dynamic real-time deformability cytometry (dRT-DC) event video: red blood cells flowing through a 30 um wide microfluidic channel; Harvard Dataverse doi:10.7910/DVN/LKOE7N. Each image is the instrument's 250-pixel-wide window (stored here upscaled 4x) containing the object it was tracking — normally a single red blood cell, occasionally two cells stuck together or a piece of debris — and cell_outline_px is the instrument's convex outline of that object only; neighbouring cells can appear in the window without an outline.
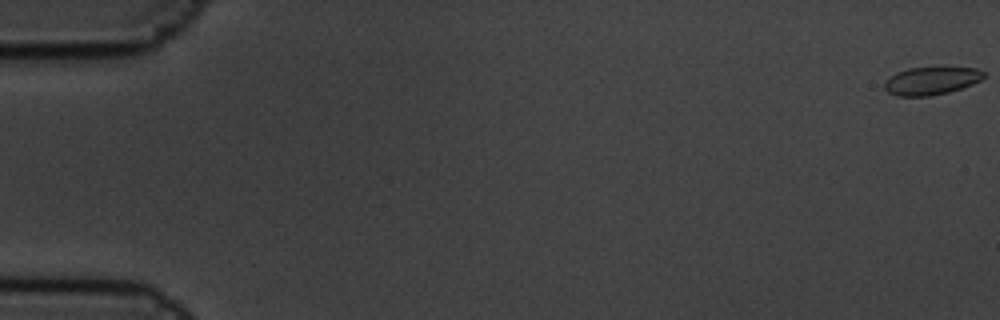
{"species": "common noctule bat (a hibernating species)", "species_latin": "Nyctalus noctula", "temperature_condition": "cold", "stored_images_in_passage": 6, "camera_frame_rate_fps": 3000, "um_per_image_px": 0.085, "animal": {"sex": "male", "body_mass_g": 19.5, "forearm_length_mm": 54.6}, "frame": {"image": 1, "passage_image": 1, "time_ms": 0.0, "image_size_px": [1000, 320], "cell_outline_px": [[984, 76], [980, 80], [972, 84], [948, 92], [932, 96], [896, 96], [888, 92], [884, 88], [884, 84], [896, 72], [908, 68], [940, 64], [944, 64], [976, 68], [984, 72]], "centroid_in_image_um": [79.2, 6.8], "position_along_channel_um": 5.8, "area_um2": 16.88}}
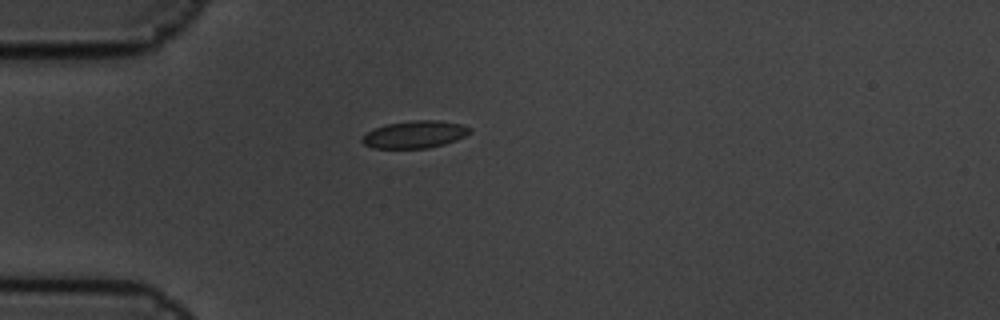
{"frame": {"image": 2, "passage_image": 6, "time_ms": 1.667, "image_size_px": [1000, 320], "cell_outline_px": [[472, 132], [456, 140], [444, 144], [428, 148], [372, 148], [364, 144], [360, 140], [368, 132], [384, 124], [416, 120], [440, 120], [460, 124], [472, 128]], "centroid_in_image_um": [35.28, 11.42], "position_along_channel_um": 49.7, "area_um2": 17.11}}